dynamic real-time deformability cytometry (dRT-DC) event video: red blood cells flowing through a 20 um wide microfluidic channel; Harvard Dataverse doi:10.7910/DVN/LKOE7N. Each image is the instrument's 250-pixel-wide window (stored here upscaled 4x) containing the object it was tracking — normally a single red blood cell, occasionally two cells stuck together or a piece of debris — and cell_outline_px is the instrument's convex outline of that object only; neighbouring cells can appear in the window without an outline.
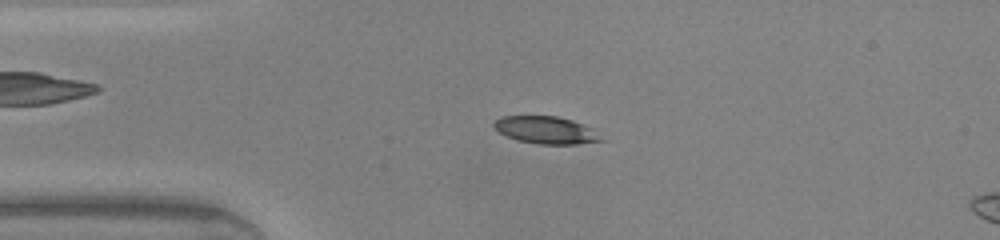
{"species": "common noctule bat (a hibernating species)", "species_latin": "Nyctalus noctula", "temperature_condition": "warm", "stored_images_in_passage": 45, "camera_frame_rate_fps": 3000, "um_per_image_px": 0.085, "animal": {"sex": "male", "body_mass_g": 20.0, "forearm_length_mm": 53.3}, "frame": {"image": 1, "passage_image": 9, "time_ms": 2.667, "image_size_px": [1000, 240], "cell_outline_px": [[604, 140], [576, 144], [540, 144], [516, 140], [500, 132], [492, 124], [500, 116], [556, 116], [572, 120], [596, 128]], "centroid_in_image_um": [46.47, 11.05], "position_along_channel_um": 38.5, "area_um2": 17.17}}
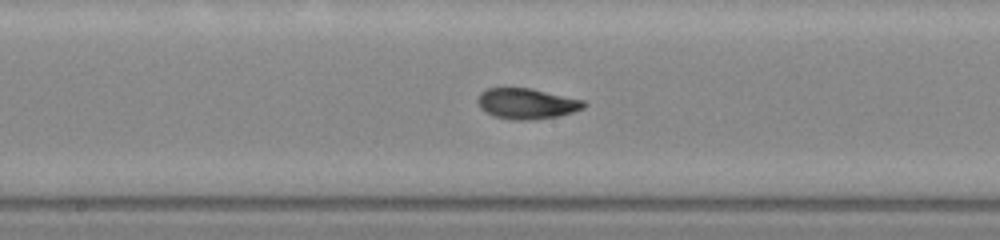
{"frame": {"image": 2, "passage_image": 22, "time_ms": 7.0, "image_size_px": [1000, 240], "cell_outline_px": [[588, 104], [584, 108], [572, 112], [556, 116], [528, 120], [512, 120], [496, 116], [480, 108], [476, 100], [480, 92], [488, 88], [528, 88], [584, 100]], "centroid_in_image_um": [44.76, 8.8], "position_along_channel_um": 203.4, "area_um2": 18.73}}
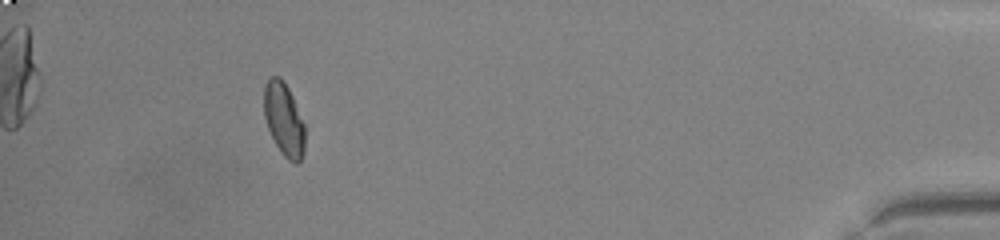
{"frame": {"image": 3, "passage_image": 41, "time_ms": 13.333, "image_size_px": [1000, 240], "cell_outline_px": [[304, 152], [300, 160], [296, 164], [288, 160], [280, 152], [268, 128], [264, 116], [264, 84], [272, 76], [280, 76], [288, 88], [292, 96], [304, 124]], "centroid_in_image_um": [24.12, 10.15], "position_along_channel_um": 411.1, "area_um2": 17.28}, "authors_computed_cell_mechanics": {"area_um2": 18.4382, "velocity_mm_per_s": 4.3316, "shape_relaxation_time_tau1_ms": 4.8293, "shape_relaxation_time_tau2_ms": 1.484, "deformation_change_tau1": 0.1842, "deformation_change_tau2": 0.0679}}